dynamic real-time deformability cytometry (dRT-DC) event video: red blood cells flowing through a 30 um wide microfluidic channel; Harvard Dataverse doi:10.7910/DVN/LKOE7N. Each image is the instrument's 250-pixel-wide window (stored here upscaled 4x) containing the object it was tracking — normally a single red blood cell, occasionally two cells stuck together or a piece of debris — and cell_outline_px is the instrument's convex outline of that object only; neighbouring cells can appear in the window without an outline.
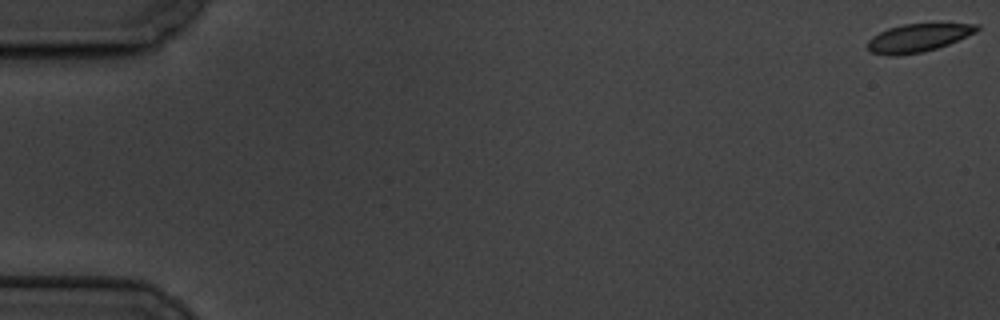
{"species": "common noctule bat (a hibernating species)", "species_latin": "Nyctalus noctula", "temperature_condition": "cold", "stored_images_in_passage": 11, "camera_frame_rate_fps": 3000, "um_per_image_px": 0.085, "animal": {"sex": "male", "body_mass_g": 19.5, "forearm_length_mm": 54.6}, "frame": {"image": 1, "passage_image": 1, "time_ms": 0.0, "image_size_px": [1000, 320], "cell_outline_px": [[980, 28], [976, 32], [948, 44], [924, 52], [896, 56], [888, 56], [872, 52], [868, 48], [868, 40], [872, 36], [888, 28], [904, 24], [980, 24]], "centroid_in_image_um": [78.02, 3.23], "position_along_channel_um": 7.0, "area_um2": 17.74}}
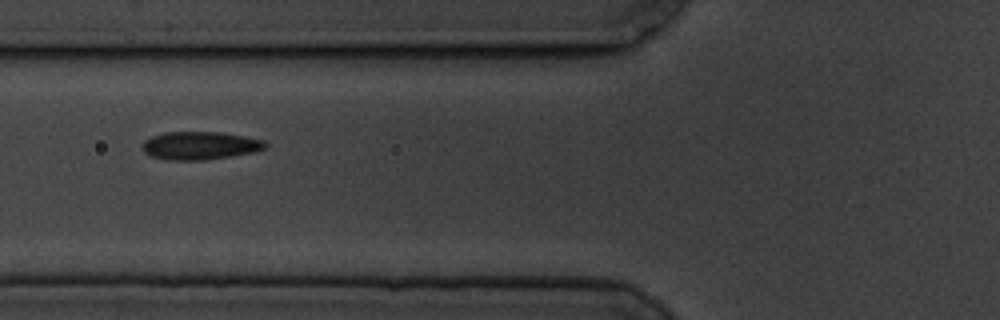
{"frame": {"image": 2, "passage_image": 7, "time_ms": 7.667, "image_size_px": [1000, 320], "cell_outline_px": [[268, 144], [264, 148], [252, 152], [204, 160], [168, 160], [152, 156], [144, 152], [140, 148], [144, 140], [152, 136], [164, 132], [220, 132], [244, 136], [264, 140]], "centroid_in_image_um": [16.95, 12.37], "position_along_channel_um": 108.9, "area_um2": 20.0}}
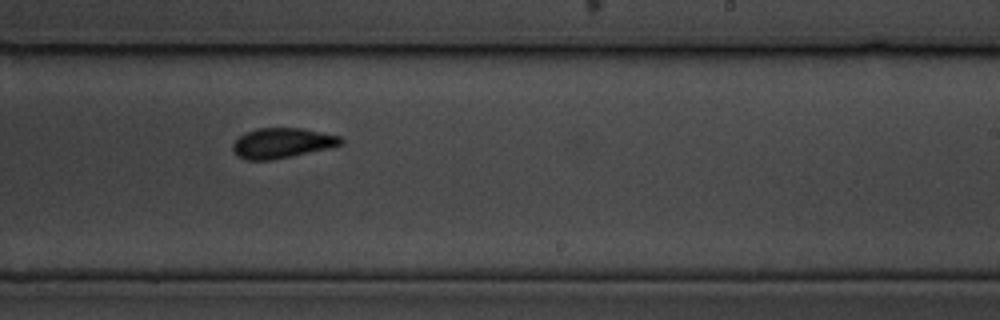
{"frame": {"image": 3, "passage_image": 11, "time_ms": 12.333, "image_size_px": [1000, 320], "cell_outline_px": [[344, 144], [332, 148], [272, 160], [244, 160], [232, 148], [232, 144], [244, 132], [256, 128], [304, 128], [340, 136], [344, 140]], "centroid_in_image_um": [24.03, 12.15], "position_along_channel_um": 265.0, "area_um2": 19.19}}